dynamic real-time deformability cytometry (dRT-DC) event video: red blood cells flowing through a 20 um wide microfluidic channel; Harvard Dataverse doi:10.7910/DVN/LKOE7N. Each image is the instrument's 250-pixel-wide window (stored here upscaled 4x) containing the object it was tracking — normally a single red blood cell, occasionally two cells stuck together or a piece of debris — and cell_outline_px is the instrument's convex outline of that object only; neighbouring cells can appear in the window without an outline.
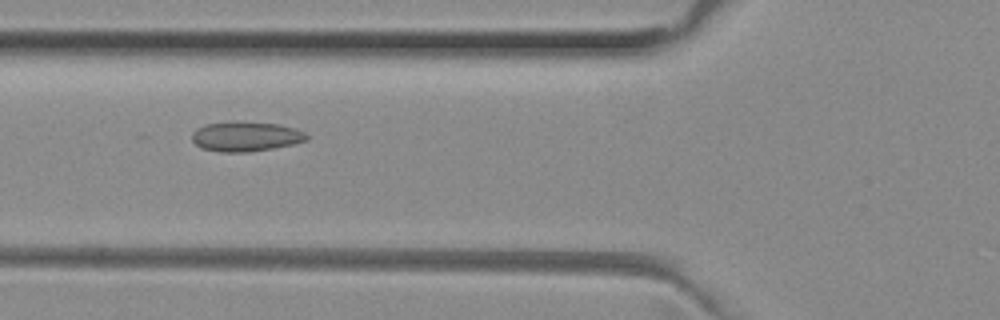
{"species": "common noctule bat (a hibernating species)", "species_latin": "Nyctalus noctula", "temperature_condition": "room temperature", "stored_images_in_passage": 43, "camera_frame_rate_fps": 3000, "um_per_image_px": 0.085, "animal": {"sex": "female", "body_mass_g": 29.2, "forearm_length_mm": 56.3}, "frame": {"image": 1, "passage_image": 11, "time_ms": 3.333, "image_size_px": [1000, 320], "cell_outline_px": [[308, 140], [292, 144], [272, 148], [248, 152], [220, 152], [200, 148], [192, 140], [192, 132], [196, 128], [204, 124], [232, 120], [236, 120], [280, 124], [296, 128], [304, 132], [308, 136]], "centroid_in_image_um": [20.86, 11.57], "position_along_channel_um": 104.9, "area_um2": 20.35}}
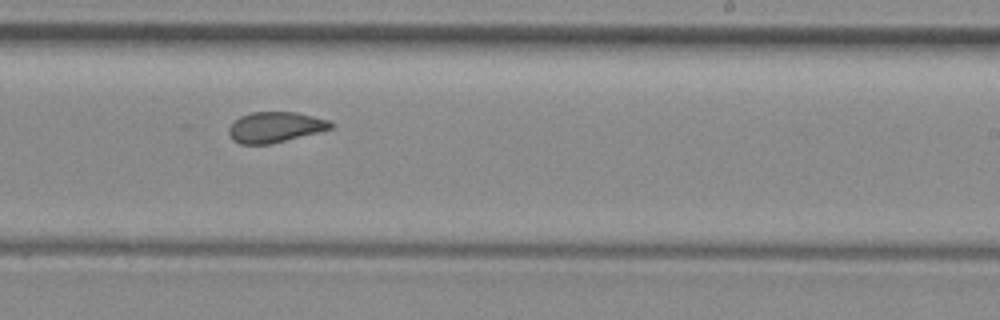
{"frame": {"image": 2, "passage_image": 23, "time_ms": 7.333, "image_size_px": [1000, 320], "cell_outline_px": [[336, 124], [332, 128], [320, 132], [272, 144], [240, 144], [232, 140], [228, 132], [228, 128], [240, 116], [252, 112], [300, 112], [328, 120]], "centroid_in_image_um": [23.42, 10.81], "position_along_channel_um": 265.6, "area_um2": 18.38}}
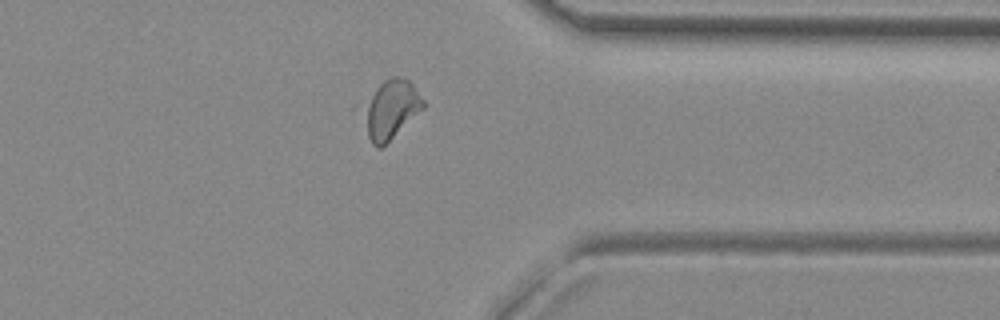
{"frame": {"image": 3, "passage_image": 32, "time_ms": 10.333, "image_size_px": [1000, 320], "cell_outline_px": [[424, 108], [380, 148], [376, 148], [372, 144], [368, 136], [364, 108], [376, 88], [384, 80], [392, 76], [400, 76], [408, 80], [416, 88], [424, 100]], "centroid_in_image_um": [33.27, 9.27], "position_along_channel_um": 378.1, "area_um2": 19.71}, "authors_computed_cell_mechanics": {"area_um2": 19.3052, "velocity_mm_per_s": 4.0249, "shape_relaxation_time_tau1_ms": null, "shape_relaxation_time_tau2_ms": 1.1915, "deformation_change_tau1": null, "deformation_change_tau2": 0.0649}}